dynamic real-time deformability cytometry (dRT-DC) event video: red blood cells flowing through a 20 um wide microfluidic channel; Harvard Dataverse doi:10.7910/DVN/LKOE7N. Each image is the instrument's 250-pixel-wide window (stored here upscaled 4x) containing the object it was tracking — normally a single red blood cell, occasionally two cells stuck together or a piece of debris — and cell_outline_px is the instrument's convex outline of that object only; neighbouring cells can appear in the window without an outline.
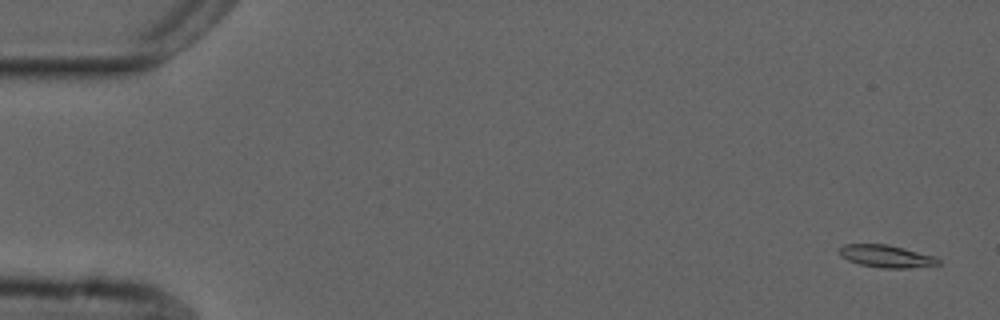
{"species": "common noctule bat (a hibernating species)", "species_latin": "Nyctalus noctula", "temperature_condition": "cold", "stored_images_in_passage": 55, "camera_frame_rate_fps": 3000, "um_per_image_px": 0.085, "animal": {"sex": "male", "forearm_length_mm": 52.5}, "frame": {"image": 1, "passage_image": 2, "time_ms": 0.333, "image_size_px": [1000, 320], "cell_outline_px": [[940, 264], [908, 268], [880, 268], [860, 264], [848, 260], [840, 256], [840, 248], [844, 244], [888, 244], [936, 256], [940, 260]], "centroid_in_image_um": [75.36, 21.78], "position_along_channel_um": 9.6, "area_um2": 12.95}}
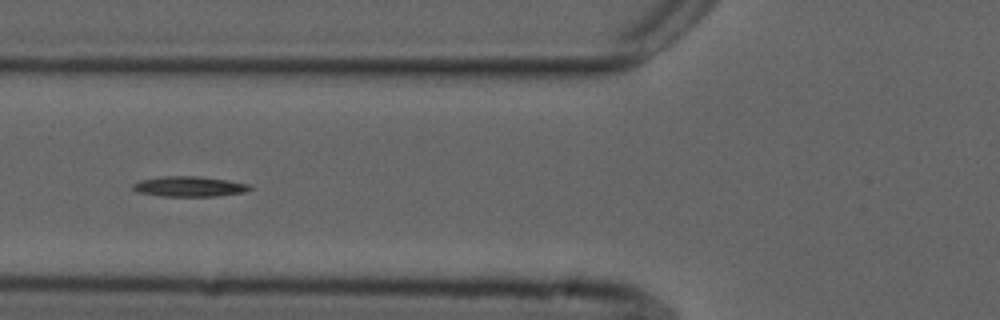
{"frame": {"image": 2, "passage_image": 21, "time_ms": 6.667, "image_size_px": [1000, 320], "cell_outline_px": [[252, 188], [244, 192], [216, 196], [160, 196], [136, 192], [132, 188], [132, 184], [140, 180], [160, 176], [200, 176], [228, 180], [252, 184]], "centroid_in_image_um": [16.08, 15.84], "position_along_channel_um": 109.7, "area_um2": 13.99}}
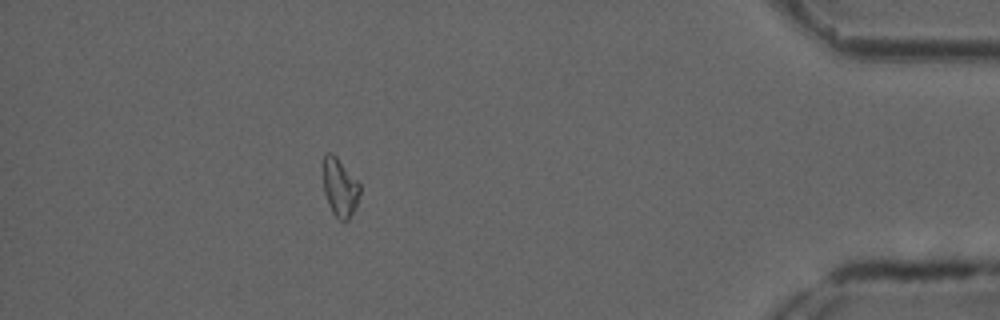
{"frame": {"image": 3, "passage_image": 49, "time_ms": 16.0, "image_size_px": [1000, 320], "cell_outline_px": [[360, 192], [356, 208], [348, 220], [340, 220], [332, 212], [328, 204], [324, 192], [324, 156], [328, 152], [332, 152], [336, 156], [360, 184]], "centroid_in_image_um": [28.9, 15.95], "position_along_channel_um": 406.3, "area_um2": 12.31}}